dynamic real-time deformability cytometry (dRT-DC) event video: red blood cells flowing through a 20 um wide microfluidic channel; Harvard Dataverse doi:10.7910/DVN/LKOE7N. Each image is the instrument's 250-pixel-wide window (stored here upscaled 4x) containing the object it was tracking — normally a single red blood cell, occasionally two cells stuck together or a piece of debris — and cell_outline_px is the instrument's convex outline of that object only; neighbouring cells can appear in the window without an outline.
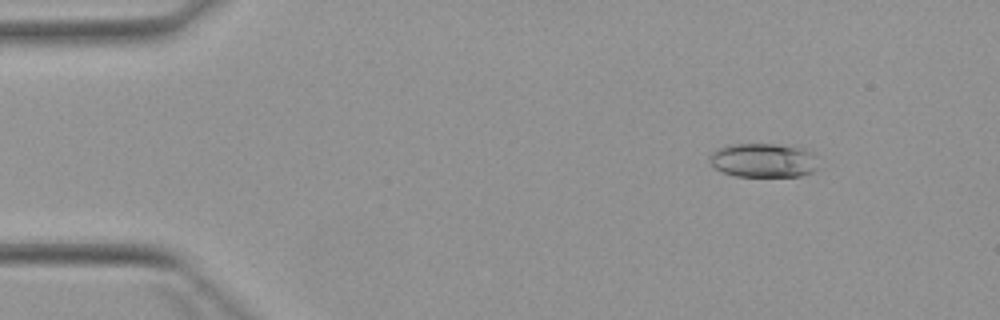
{"species": "Egyptian fruit bat (a non-hibernating species)", "species_latin": "Rousettus aegyptiacus", "temperature_condition": "warm", "stored_images_in_passage": 3, "camera_frame_rate_fps": 3000, "um_per_image_px": 0.085, "animal": {"sex": "female"}, "frame": {"image": 1, "passage_image": 1, "time_ms": 0.0, "image_size_px": [1000, 320], "cell_outline_px": [[820, 168], [812, 172], [800, 176], [736, 176], [724, 172], [716, 168], [708, 160], [708, 156], [716, 148], [732, 144], [776, 144], [804, 148], [812, 152], [816, 156]], "centroid_in_image_um": [64.92, 13.62], "position_along_channel_um": 20.1, "area_um2": 21.91}}
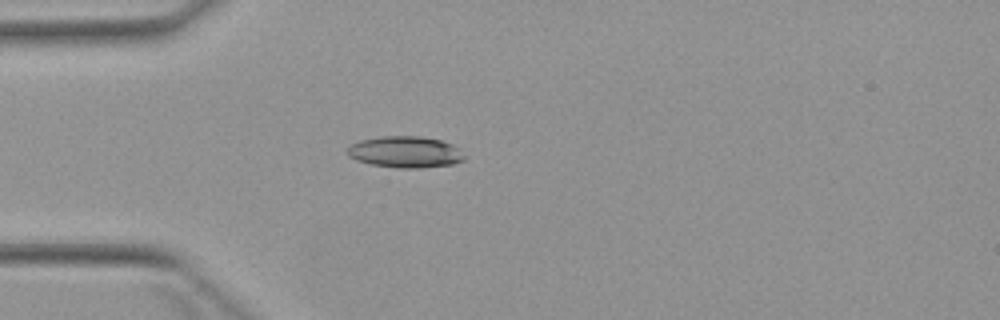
{"frame": {"image": 2, "passage_image": 3, "time_ms": 2.667, "image_size_px": [1000, 320], "cell_outline_px": [[464, 160], [452, 164], [420, 168], [396, 168], [372, 164], [356, 160], [348, 156], [348, 148], [352, 144], [360, 140], [380, 136], [420, 136], [440, 140], [452, 144], [460, 148], [464, 156]], "centroid_in_image_um": [34.46, 12.92], "position_along_channel_um": 50.5, "area_um2": 21.44}}